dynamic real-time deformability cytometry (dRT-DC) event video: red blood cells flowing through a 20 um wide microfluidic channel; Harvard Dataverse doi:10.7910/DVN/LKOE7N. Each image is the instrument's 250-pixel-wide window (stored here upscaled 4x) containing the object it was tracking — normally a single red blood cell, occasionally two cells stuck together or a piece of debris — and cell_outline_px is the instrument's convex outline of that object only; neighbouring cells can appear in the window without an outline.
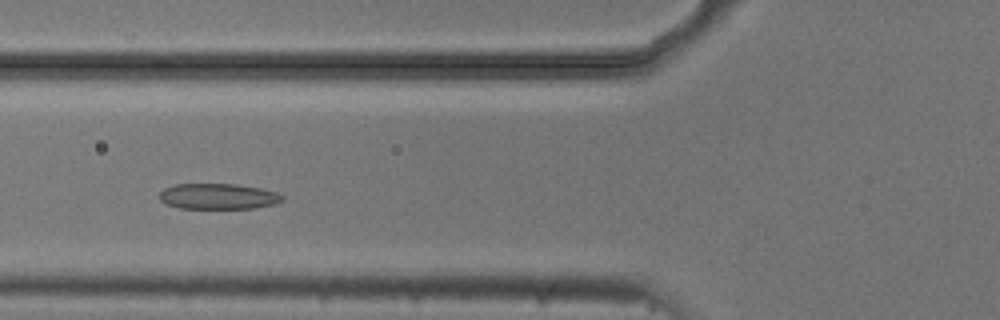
{"species": "common noctule bat (a hibernating species)", "species_latin": "Nyctalus noctula", "temperature_condition": "cold", "stored_images_in_passage": 51, "camera_frame_rate_fps": 3000, "um_per_image_px": 0.085, "animal": {"sex": "male", "body_mass_g": 20.5, "forearm_length_mm": 52.5}, "frame": {"image": 1, "passage_image": 17, "time_ms": 5.333, "image_size_px": [1000, 320], "cell_outline_px": [[284, 200], [276, 204], [256, 208], [180, 208], [164, 204], [160, 200], [160, 192], [164, 188], [172, 184], [236, 184], [260, 188], [280, 192], [284, 196]], "centroid_in_image_um": [18.57, 16.69], "position_along_channel_um": 107.2, "area_um2": 18.67}}
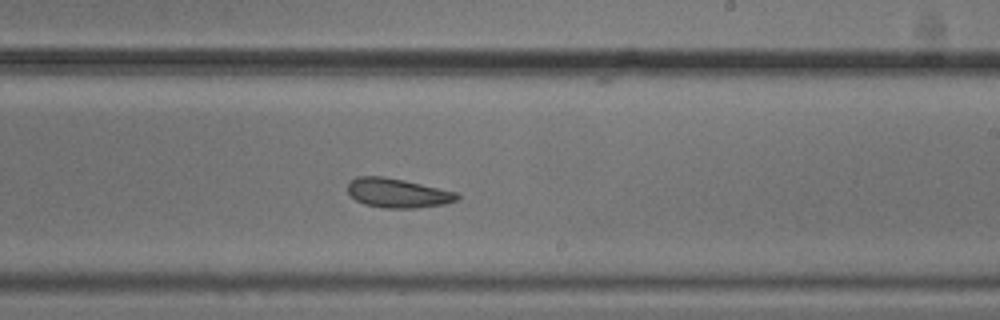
{"frame": {"image": 2, "passage_image": 29, "time_ms": 9.333, "image_size_px": [1000, 320], "cell_outline_px": [[460, 200], [444, 204], [416, 208], [384, 208], [364, 204], [356, 200], [348, 192], [348, 184], [352, 180], [360, 176], [384, 176], [404, 180], [456, 192], [460, 196]], "centroid_in_image_um": [33.82, 16.41], "position_along_channel_um": 255.2, "area_um2": 18.61}}
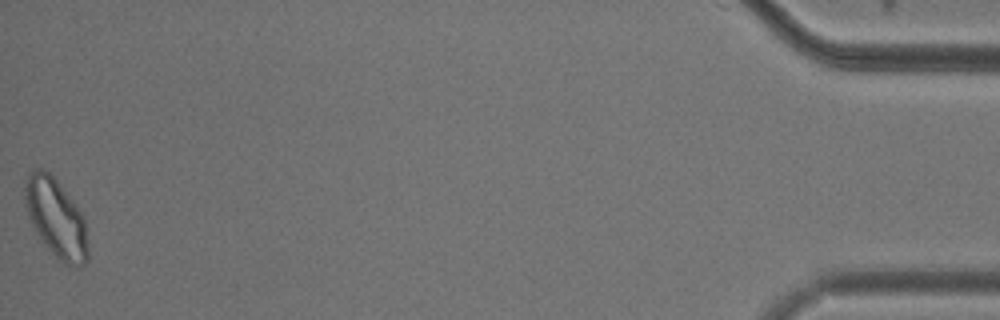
{"frame": {"image": 3, "passage_image": 51, "time_ms": 16.667, "image_size_px": [1000, 320], "cell_outline_px": [[88, 260], [80, 268], [76, 268], [64, 264], [44, 244], [32, 224], [28, 216], [24, 196], [24, 188], [28, 172], [36, 168], [44, 168], [56, 180], [76, 204], [84, 216], [88, 248]], "centroid_in_image_um": [4.78, 18.55], "position_along_channel_um": 430.4, "area_um2": 28.96}, "authors_computed_cell_mechanics": {"area_um2": 20.6924, "velocity_mm_per_s": 3.6932, "shape_relaxation_time_tau1_ms": 3.6909, "shape_relaxation_time_tau2_ms": 5.2627, "deformation_change_tau1": 0.0869, "deformation_change_tau2": 0.1327}}